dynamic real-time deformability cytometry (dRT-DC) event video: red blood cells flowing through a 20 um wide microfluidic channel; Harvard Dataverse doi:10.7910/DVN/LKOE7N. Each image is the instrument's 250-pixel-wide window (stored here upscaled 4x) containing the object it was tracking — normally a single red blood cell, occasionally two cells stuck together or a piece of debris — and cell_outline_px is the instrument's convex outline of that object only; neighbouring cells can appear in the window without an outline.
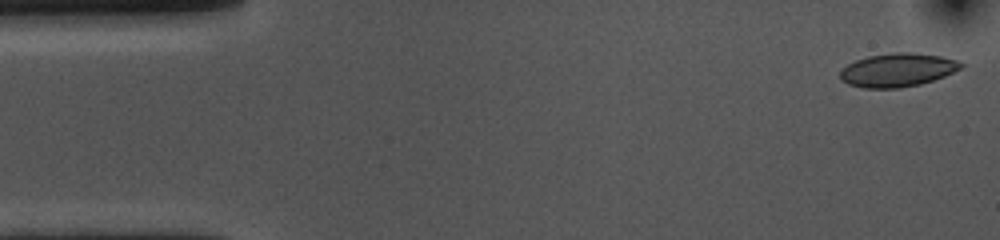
{"species": "common noctule bat (a hibernating species)", "species_latin": "Nyctalus noctula", "temperature_condition": "cold", "stored_images_in_passage": 12, "camera_frame_rate_fps": 3000, "um_per_image_px": 0.085, "animal": {"sex": "female", "body_mass_g": 10.0, "forearm_length_mm": 53.1}, "frame": {"image": 1, "passage_image": 1, "time_ms": 0.0, "image_size_px": [1000, 240], "cell_outline_px": [[964, 64], [960, 68], [944, 76], [920, 84], [900, 88], [864, 88], [848, 84], [840, 80], [840, 72], [848, 64], [856, 60], [868, 56], [896, 52], [908, 52], [940, 56], [956, 60]], "centroid_in_image_um": [76.26, 5.95], "position_along_channel_um": 8.7, "area_um2": 23.35}}
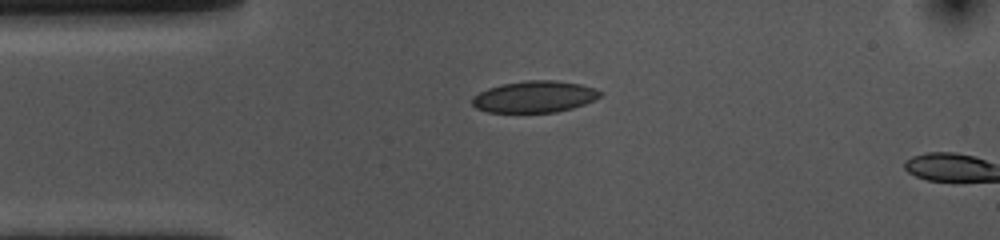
{"frame": {"image": 2, "passage_image": 11, "time_ms": 3.333, "image_size_px": [1000, 240], "cell_outline_px": [[604, 92], [600, 96], [584, 104], [572, 108], [556, 112], [488, 112], [476, 108], [472, 104], [472, 96], [488, 88], [500, 84], [528, 80], [556, 80], [580, 84], [596, 88]], "centroid_in_image_um": [45.43, 8.21], "position_along_channel_um": 39.6, "area_um2": 23.58}}